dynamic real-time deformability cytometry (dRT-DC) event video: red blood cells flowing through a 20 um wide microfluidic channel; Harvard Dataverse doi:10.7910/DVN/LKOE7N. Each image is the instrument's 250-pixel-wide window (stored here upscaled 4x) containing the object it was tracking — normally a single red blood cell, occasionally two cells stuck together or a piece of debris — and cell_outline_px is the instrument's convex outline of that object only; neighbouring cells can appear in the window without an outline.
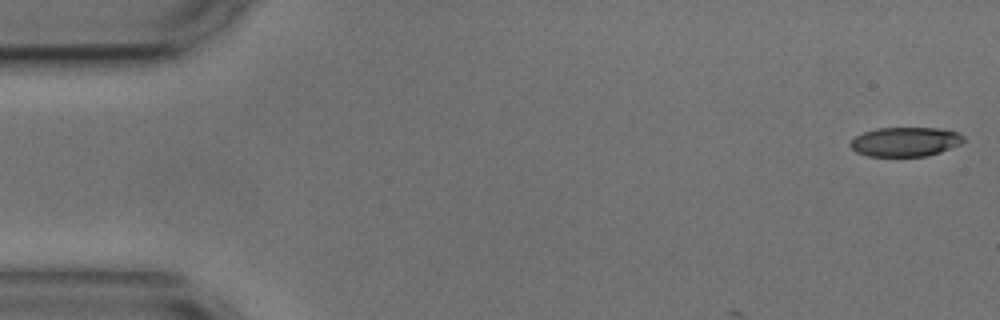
{"species": "common noctule bat (a hibernating species)", "species_latin": "Nyctalus noctula", "temperature_condition": "cold", "stored_images_in_passage": 6, "camera_frame_rate_fps": 3000, "um_per_image_px": 0.085, "animal": {"sex": "male", "body_mass_g": 17.9, "forearm_length_mm": 54.2}, "frame": {"image": 1, "passage_image": 1, "time_ms": 0.0, "image_size_px": [1000, 320], "cell_outline_px": [[964, 140], [960, 144], [940, 152], [928, 156], [868, 156], [856, 152], [848, 144], [856, 136], [864, 132], [876, 128], [940, 128], [956, 132], [964, 136]], "centroid_in_image_um": [76.94, 12.05], "position_along_channel_um": 8.1, "area_um2": 19.31}}